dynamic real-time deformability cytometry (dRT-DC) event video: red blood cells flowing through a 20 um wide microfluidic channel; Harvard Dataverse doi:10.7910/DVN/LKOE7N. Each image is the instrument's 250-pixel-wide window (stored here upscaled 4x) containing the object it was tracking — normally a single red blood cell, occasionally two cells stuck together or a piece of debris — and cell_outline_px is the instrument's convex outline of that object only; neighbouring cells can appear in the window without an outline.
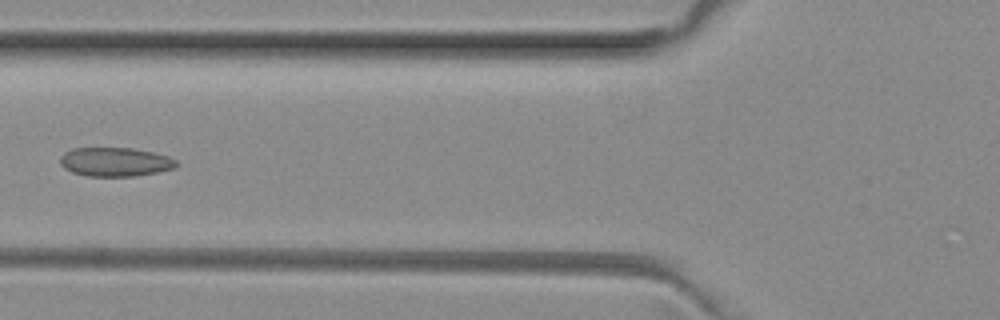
{"species": "common noctule bat (a hibernating species)", "species_latin": "Nyctalus noctula", "temperature_condition": "room temperature", "stored_images_in_passage": 5, "camera_frame_rate_fps": 3000, "um_per_image_px": 0.085, "animal": {"sex": "female", "body_mass_g": 29.2, "forearm_length_mm": 56.3}, "frame": {"image": 1, "passage_image": 5, "time_ms": 1.333, "image_size_px": [1000, 320], "cell_outline_px": [[180, 164], [176, 168], [136, 176], [88, 176], [72, 172], [64, 168], [60, 164], [60, 156], [64, 152], [72, 148], [132, 148], [152, 152], [168, 156], [176, 160]], "centroid_in_image_um": [9.79, 13.76], "position_along_channel_um": 116.0, "area_um2": 19.71}}